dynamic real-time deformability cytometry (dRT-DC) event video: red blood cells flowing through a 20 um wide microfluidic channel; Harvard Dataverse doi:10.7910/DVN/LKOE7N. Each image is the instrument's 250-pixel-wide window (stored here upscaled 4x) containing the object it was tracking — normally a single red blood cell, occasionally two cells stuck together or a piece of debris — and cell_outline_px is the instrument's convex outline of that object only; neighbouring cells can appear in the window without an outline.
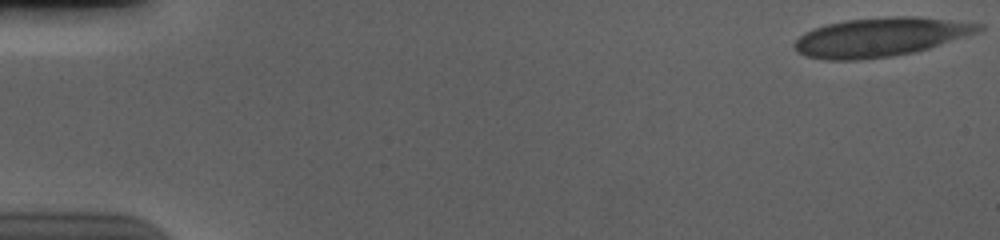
{"species": "human", "species_latin": "Homo sapiens", "temperature_condition": "cold", "stored_images_in_passage": 55, "camera_frame_rate_fps": 3000, "um_per_image_px": 0.085, "donor": {"sex": "male"}, "frame": {"image": 1, "passage_image": 1, "time_ms": 0.0, "image_size_px": [1000, 240], "cell_outline_px": [[984, 28], [980, 32], [928, 48], [912, 52], [892, 56], [856, 60], [828, 60], [804, 56], [796, 52], [792, 44], [804, 32], [812, 28], [828, 24], [848, 20], [896, 16], [916, 16], [984, 24]], "centroid_in_image_um": [74.81, 3.15], "position_along_channel_um": 10.2, "area_um2": 41.67}}
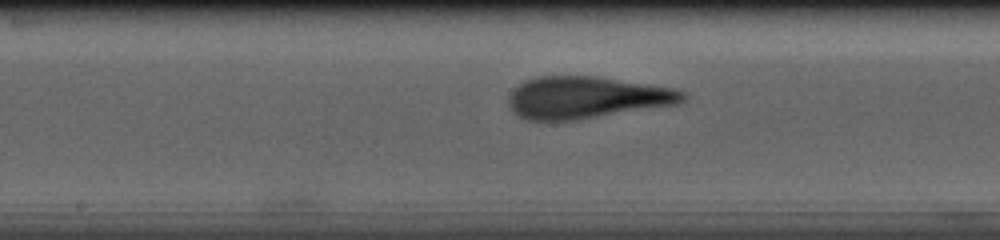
{"frame": {"image": 2, "passage_image": 29, "time_ms": 9.333, "image_size_px": [1000, 240], "cell_outline_px": [[688, 96], [684, 100], [676, 104], [576, 120], [524, 120], [516, 116], [508, 108], [508, 96], [512, 88], [516, 84], [524, 80], [536, 76], [596, 76], [648, 84], [672, 88], [684, 92]], "centroid_in_image_um": [49.75, 8.29], "position_along_channel_um": 198.5, "area_um2": 42.95}}
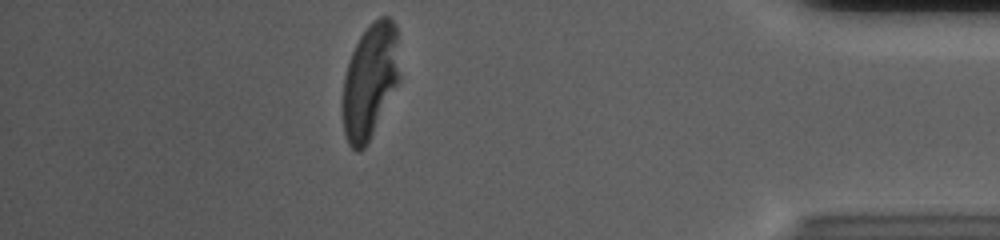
{"frame": {"image": 3, "passage_image": 49, "time_ms": 16.0, "image_size_px": [1000, 240], "cell_outline_px": [[400, 80], [364, 148], [360, 152], [356, 152], [348, 144], [344, 132], [340, 112], [344, 76], [348, 60], [360, 36], [380, 16], [388, 16], [396, 24], [400, 76]], "centroid_in_image_um": [31.42, 6.91], "position_along_channel_um": 403.8, "area_um2": 38.32}, "authors_computed_cell_mechanics": {"area_um2": 41.7316, "velocity_mm_per_s": 3.6806, "shape_relaxation_time_tau1_ms": 7.3424, "shape_relaxation_time_tau2_ms": 1.1693, "deformation_change_tau1": 0.2669, "deformation_change_tau2": 0.1051}}